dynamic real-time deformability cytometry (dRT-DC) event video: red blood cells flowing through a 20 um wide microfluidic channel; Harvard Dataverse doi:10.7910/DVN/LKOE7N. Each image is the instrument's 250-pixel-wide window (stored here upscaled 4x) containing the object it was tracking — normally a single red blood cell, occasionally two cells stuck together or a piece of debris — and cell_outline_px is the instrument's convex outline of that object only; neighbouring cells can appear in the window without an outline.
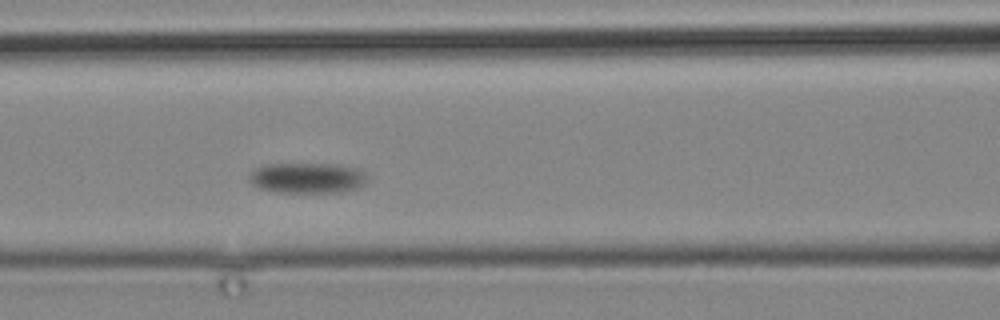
{"species": "common noctule bat (a hibernating species)", "species_latin": "Nyctalus noctula", "temperature_condition": "cold", "stored_images_in_passage": 6, "camera_frame_rate_fps": 3000, "um_per_image_px": 0.085, "animal": {"sex": "male", "body_mass_g": 19.2, "forearm_length_mm": 51.8}, "frame": {"image": 1, "passage_image": 6, "time_ms": 5.667, "image_size_px": [1000, 320], "cell_outline_px": [[368, 180], [364, 184], [356, 188], [344, 192], [276, 192], [260, 188], [252, 184], [248, 180], [248, 172], [264, 164], [340, 164], [356, 168], [364, 172]], "centroid_in_image_um": [26.1, 15.12], "position_along_channel_um": 140.5, "area_um2": 21.21}}